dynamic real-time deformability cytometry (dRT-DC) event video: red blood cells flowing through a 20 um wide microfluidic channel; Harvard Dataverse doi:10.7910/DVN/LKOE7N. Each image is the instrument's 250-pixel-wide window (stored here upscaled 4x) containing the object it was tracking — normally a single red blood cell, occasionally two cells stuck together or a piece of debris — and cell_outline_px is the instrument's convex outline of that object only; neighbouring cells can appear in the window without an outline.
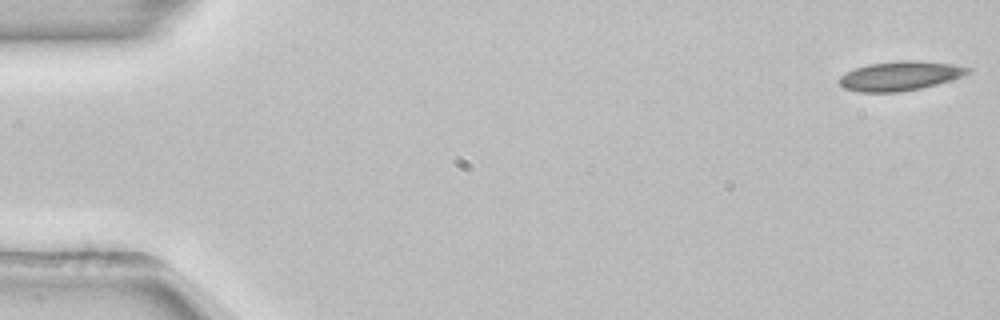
{"species": "common noctule bat (a hibernating species)", "species_latin": "Nyctalus noctula", "temperature_condition": "room temperature", "stored_images_in_passage": 53, "camera_frame_rate_fps": 3000, "um_per_image_px": 0.085, "animal": {"sex": "female", "body_mass_g": 22.7, "forearm_length_mm": 54.2}, "frame": {"image": 1, "passage_image": 1, "time_ms": 0.0, "image_size_px": [1000, 320], "cell_outline_px": [[972, 72], [964, 76], [952, 80], [920, 88], [900, 92], [856, 92], [844, 88], [836, 80], [840, 76], [856, 68], [868, 64], [900, 60], [916, 60], [952, 64], [972, 68]], "centroid_in_image_um": [76.52, 6.45], "position_along_channel_um": 8.5, "area_um2": 22.14}}
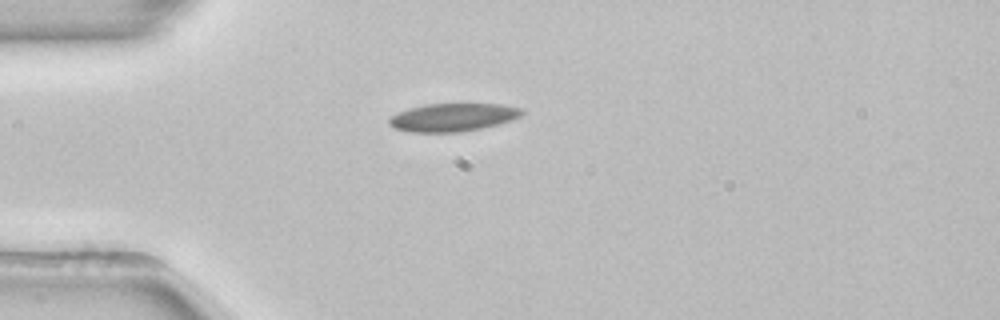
{"frame": {"image": 2, "passage_image": 14, "time_ms": 4.333, "image_size_px": [1000, 320], "cell_outline_px": [[524, 112], [520, 116], [512, 120], [484, 128], [464, 132], [408, 132], [396, 128], [388, 124], [388, 120], [392, 116], [408, 108], [428, 104], [500, 104], [520, 108]], "centroid_in_image_um": [38.5, 9.98], "position_along_channel_um": 46.5, "area_um2": 21.68}}
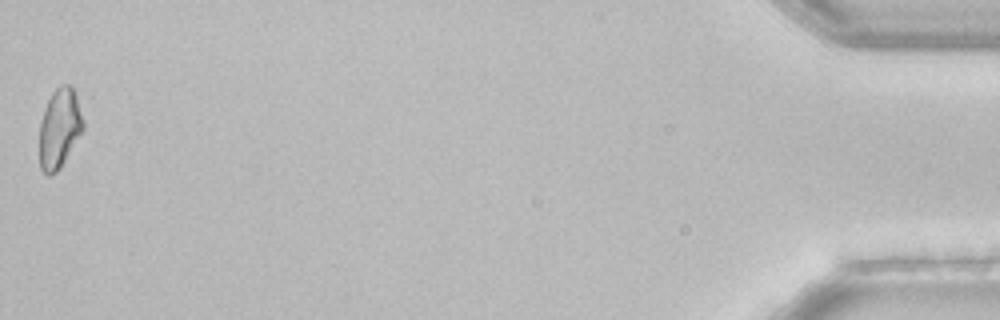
{"frame": {"image": 3, "passage_image": 53, "time_ms": 17.333, "image_size_px": [1000, 320], "cell_outline_px": [[84, 128], [60, 168], [56, 172], [48, 176], [40, 168], [40, 120], [44, 108], [52, 92], [60, 84], [72, 84], [84, 120]], "centroid_in_image_um": [5.05, 10.87], "position_along_channel_um": 430.1, "area_um2": 20.29}, "authors_computed_cell_mechanics": {"area_um2": 21.3282, "velocity_mm_per_s": 3.8533, "shape_relaxation_time_tau1_ms": 3.5604, "shape_relaxation_time_tau2_ms": null, "deformation_change_tau1": 0.0849, "deformation_change_tau2": null}}